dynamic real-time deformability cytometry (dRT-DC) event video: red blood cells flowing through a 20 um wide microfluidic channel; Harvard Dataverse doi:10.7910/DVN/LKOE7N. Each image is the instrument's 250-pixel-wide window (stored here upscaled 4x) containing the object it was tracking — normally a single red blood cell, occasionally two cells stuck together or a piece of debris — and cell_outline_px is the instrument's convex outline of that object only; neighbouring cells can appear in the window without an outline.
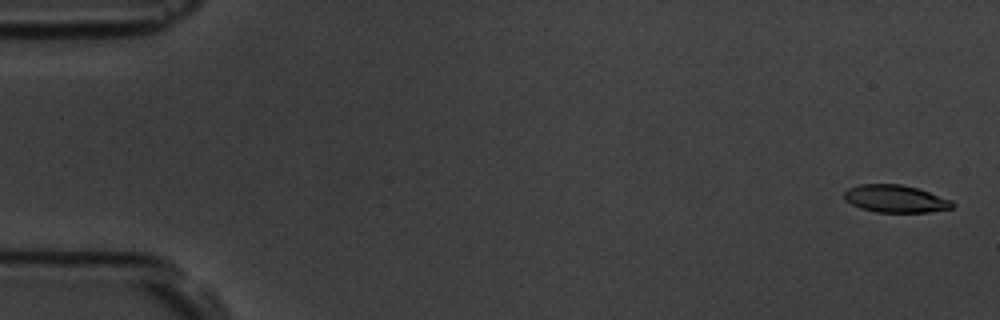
{"species": "common noctule bat (a hibernating species)", "species_latin": "Nyctalus noctula", "temperature_condition": "room temperature", "stored_images_in_passage": 5, "camera_frame_rate_fps": 3000, "um_per_image_px": 0.085, "animal": {"sex": "male", "body_mass_g": 19.5, "forearm_length_mm": 54.6}, "frame": {"image": 1, "passage_image": 1, "time_ms": 0.0, "image_size_px": [1000, 320], "cell_outline_px": [[956, 204], [952, 208], [932, 212], [876, 212], [860, 208], [844, 200], [844, 192], [848, 188], [860, 184], [900, 184], [916, 188], [952, 200]], "centroid_in_image_um": [76.11, 16.9], "position_along_channel_um": 8.9, "area_um2": 17.34}}
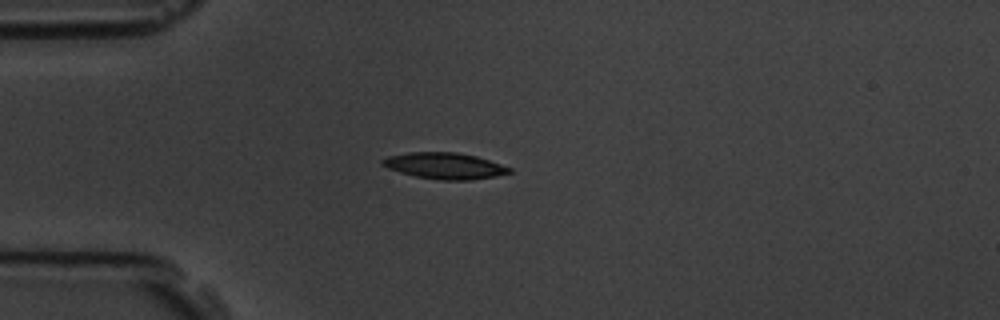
{"frame": {"image": 2, "passage_image": 4, "time_ms": 4.333, "image_size_px": [1000, 320], "cell_outline_px": [[512, 172], [496, 176], [468, 180], [440, 180], [416, 176], [400, 172], [388, 168], [380, 164], [380, 160], [388, 156], [408, 152], [456, 152], [476, 156], [512, 168]], "centroid_in_image_um": [37.77, 14.09], "position_along_channel_um": 47.2, "area_um2": 19.36}}